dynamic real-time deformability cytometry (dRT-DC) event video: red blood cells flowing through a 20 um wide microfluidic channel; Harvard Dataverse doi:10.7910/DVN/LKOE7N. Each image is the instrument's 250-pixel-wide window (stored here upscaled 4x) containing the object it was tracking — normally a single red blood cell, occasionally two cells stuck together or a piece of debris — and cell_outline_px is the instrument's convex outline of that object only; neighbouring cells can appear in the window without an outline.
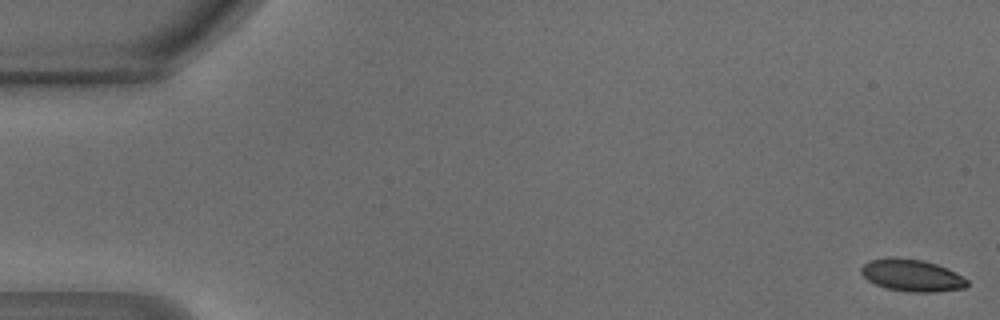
{"species": "common noctule bat (a hibernating species)", "species_latin": "Nyctalus noctula", "temperature_condition": "warm", "stored_images_in_passage": 48, "camera_frame_rate_fps": 3000, "um_per_image_px": 0.085, "animal": {"sex": "male", "body_mass_g": 18.8}, "frame": {"image": 1, "passage_image": 1, "time_ms": 0.0, "image_size_px": [1000, 320], "cell_outline_px": [[968, 284], [964, 288], [932, 292], [908, 292], [884, 288], [868, 280], [860, 272], [860, 268], [864, 264], [872, 260], [892, 256], [924, 260], [948, 268], [956, 272], [968, 280]], "centroid_in_image_um": [77.51, 23.4], "position_along_channel_um": 7.5, "area_um2": 19.94}}
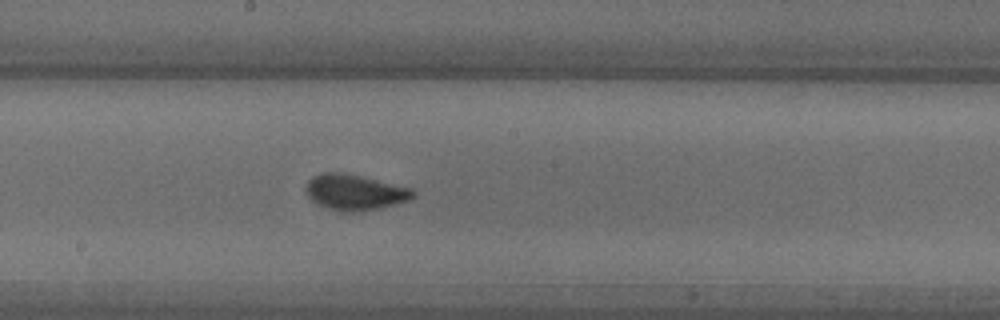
{"frame": {"image": 2, "passage_image": 26, "time_ms": 8.333, "image_size_px": [1000, 320], "cell_outline_px": [[416, 196], [408, 200], [396, 204], [360, 212], [340, 212], [316, 204], [308, 196], [308, 180], [312, 176], [320, 172], [336, 172], [360, 176], [412, 188], [416, 192]], "centroid_in_image_um": [30.17, 16.35], "position_along_channel_um": 218.0, "area_um2": 22.2}}
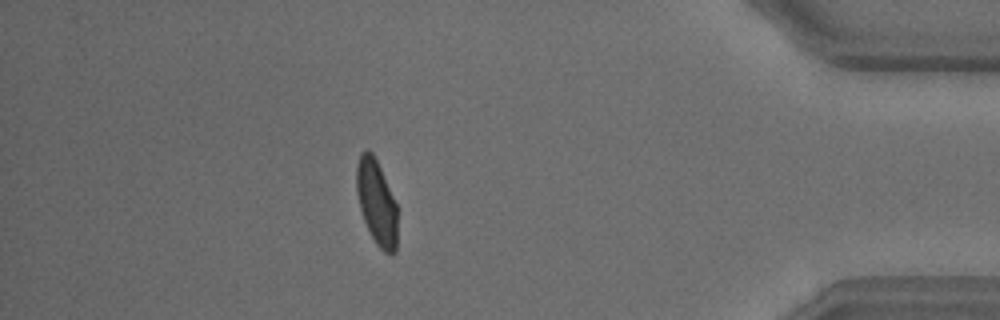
{"frame": {"image": 3, "passage_image": 42, "time_ms": 13.667, "image_size_px": [1000, 320], "cell_outline_px": [[396, 252], [384, 252], [376, 244], [364, 220], [360, 208], [356, 192], [356, 164], [360, 152], [368, 148], [372, 152], [380, 168], [396, 204]], "centroid_in_image_um": [31.97, 17.15], "position_along_channel_um": 403.2, "area_um2": 19.94}, "authors_computed_cell_mechanics": {"area_um2": 20.6346, "velocity_mm_per_s": 4.2588, "shape_relaxation_time_tau1_ms": 4.0634, "shape_relaxation_time_tau2_ms": 0.6407, "deformation_change_tau1": 0.1423, "deformation_change_tau2": 0.0546}}